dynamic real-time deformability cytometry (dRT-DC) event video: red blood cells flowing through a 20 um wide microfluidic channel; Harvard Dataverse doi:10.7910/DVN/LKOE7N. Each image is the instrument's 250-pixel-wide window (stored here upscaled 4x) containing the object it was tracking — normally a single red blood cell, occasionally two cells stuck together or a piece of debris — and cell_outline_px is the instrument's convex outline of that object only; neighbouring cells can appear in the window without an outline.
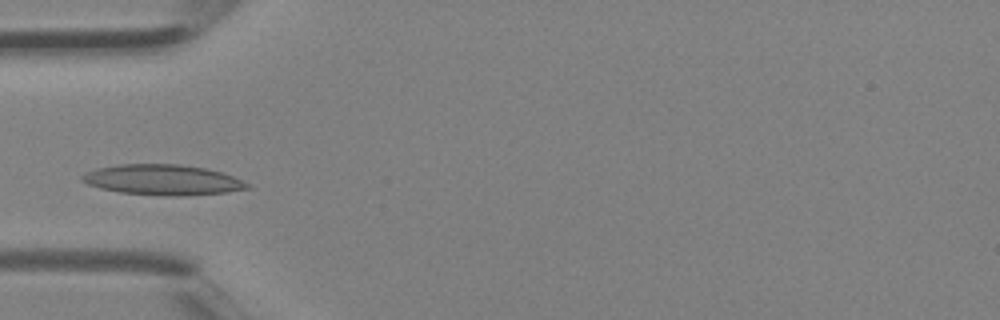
{"species": "Egyptian fruit bat (a non-hibernating species)", "species_latin": "Rousettus aegyptiacus", "temperature_condition": "room temperature", "stored_images_in_passage": 3, "camera_frame_rate_fps": 3000, "um_per_image_px": 0.085, "animal": {"sex": "female"}, "frame": {"image": 1, "passage_image": 3, "time_ms": 0.667, "image_size_px": [1000, 320], "cell_outline_px": [[252, 188], [224, 192], [180, 196], [168, 196], [120, 192], [100, 188], [88, 184], [80, 180], [80, 176], [96, 168], [120, 164], [180, 164], [208, 168], [232, 176], [252, 184]], "centroid_in_image_um": [13.85, 15.28], "position_along_channel_um": 71.2, "area_um2": 29.3}}